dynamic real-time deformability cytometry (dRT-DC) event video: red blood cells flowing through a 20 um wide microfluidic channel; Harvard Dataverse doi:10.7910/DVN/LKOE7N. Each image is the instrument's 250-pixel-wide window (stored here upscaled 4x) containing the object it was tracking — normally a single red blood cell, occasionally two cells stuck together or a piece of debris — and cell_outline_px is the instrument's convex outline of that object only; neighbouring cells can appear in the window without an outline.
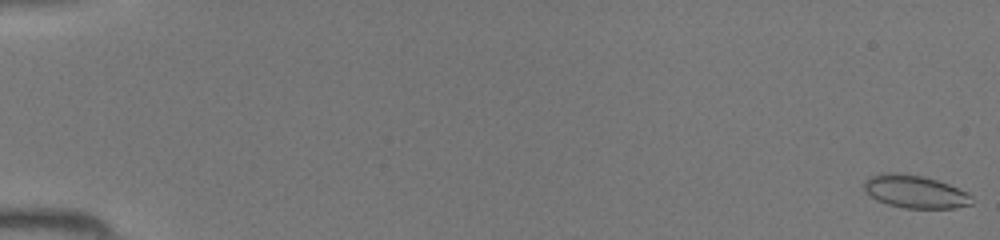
{"species": "common noctule bat (a hibernating species)", "species_latin": "Nyctalus noctula", "temperature_condition": "room temperature", "stored_images_in_passage": 46, "camera_frame_rate_fps": 3000, "um_per_image_px": 0.085, "animal": {"sex": "female", "body_mass_g": 19.5, "forearm_length_mm": 54.1}, "frame": {"image": 1, "passage_image": 1, "time_ms": 0.0, "image_size_px": [1000, 240], "cell_outline_px": [[972, 204], [952, 208], [904, 208], [888, 204], [876, 200], [864, 188], [864, 180], [868, 176], [880, 172], [896, 172], [924, 176], [948, 184], [968, 192], [972, 196]], "centroid_in_image_um": [77.76, 16.27], "position_along_channel_um": 7.2, "area_um2": 20.75}}
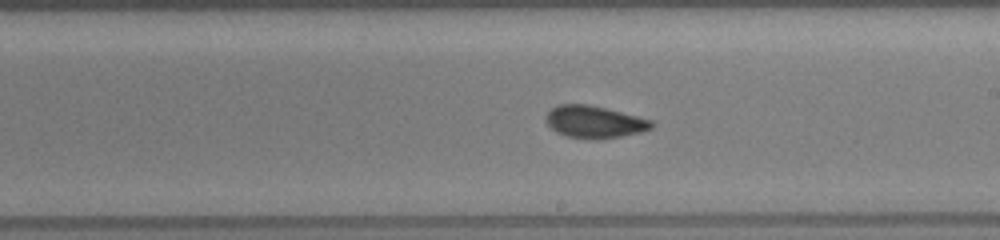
{"frame": {"image": 2, "passage_image": 28, "time_ms": 9.0, "image_size_px": [1000, 240], "cell_outline_px": [[656, 124], [652, 128], [640, 132], [620, 136], [596, 140], [592, 140], [568, 136], [556, 132], [544, 120], [544, 116], [556, 104], [588, 104], [652, 120]], "centroid_in_image_um": [50.5, 10.36], "position_along_channel_um": 238.5, "area_um2": 19.83}}
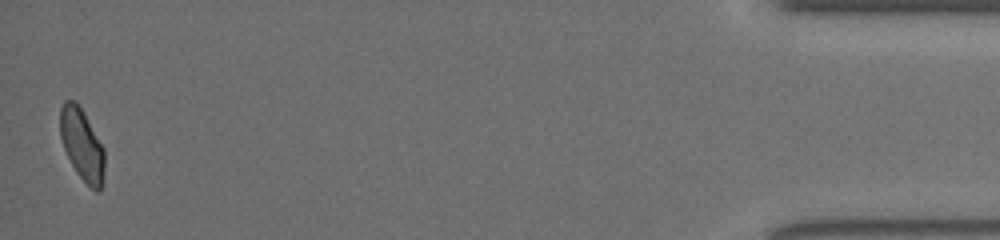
{"frame": {"image": 3, "passage_image": 46, "time_ms": 15.0, "image_size_px": [1000, 240], "cell_outline_px": [[104, 184], [96, 192], [76, 172], [64, 148], [60, 136], [60, 108], [64, 100], [76, 100], [84, 112], [104, 148]], "centroid_in_image_um": [6.97, 12.26], "position_along_channel_um": 428.2, "area_um2": 18.55}}